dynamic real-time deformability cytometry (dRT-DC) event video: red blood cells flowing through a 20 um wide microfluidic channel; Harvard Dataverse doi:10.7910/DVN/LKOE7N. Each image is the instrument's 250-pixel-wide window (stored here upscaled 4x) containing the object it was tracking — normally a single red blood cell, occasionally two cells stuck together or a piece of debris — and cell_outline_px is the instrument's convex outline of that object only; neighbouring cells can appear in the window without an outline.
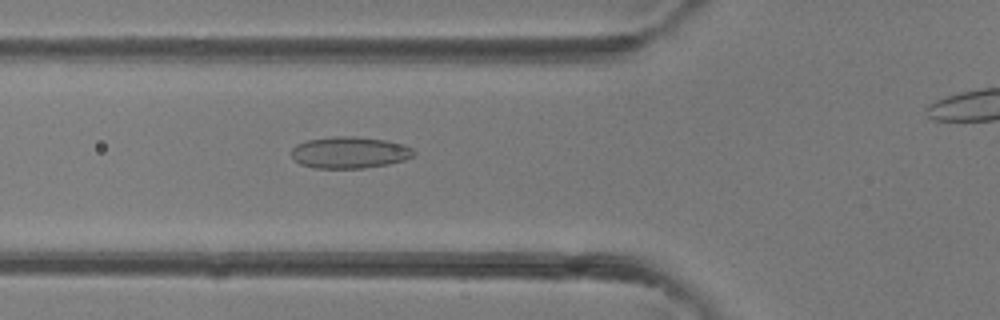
{"species": "common noctule bat (a hibernating species)", "species_latin": "Nyctalus noctula", "temperature_condition": "room temperature", "stored_images_in_passage": 25, "camera_frame_rate_fps": 3000, "um_per_image_px": 0.085, "animal": {"sex": "female"}, "frame": {"image": 1, "passage_image": 4, "time_ms": 1.0, "image_size_px": [1000, 320], "cell_outline_px": [[416, 152], [412, 156], [404, 160], [388, 164], [364, 168], [312, 168], [300, 164], [292, 156], [292, 148], [296, 144], [308, 140], [332, 136], [356, 136], [384, 140], [404, 144], [412, 148]], "centroid_in_image_um": [29.71, 12.96], "position_along_channel_um": 96.1, "area_um2": 22.6}}
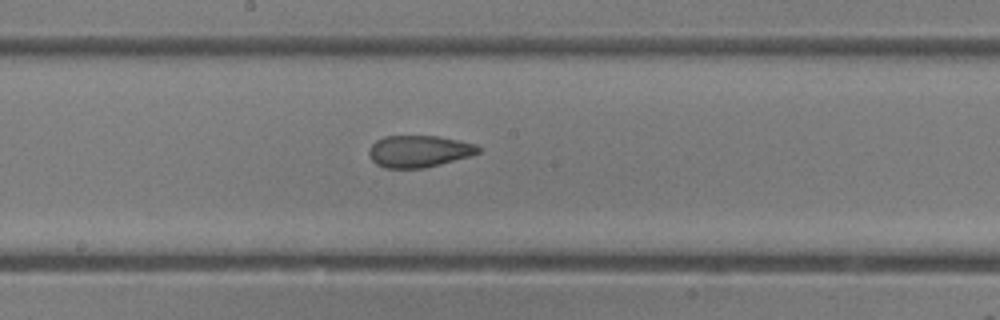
{"frame": {"image": 2, "passage_image": 11, "time_ms": 3.333, "image_size_px": [1000, 320], "cell_outline_px": [[480, 152], [468, 156], [440, 164], [424, 168], [384, 168], [376, 164], [368, 156], [368, 148], [376, 140], [384, 136], [436, 136], [476, 144], [480, 148]], "centroid_in_image_um": [35.55, 12.86], "position_along_channel_um": 212.7, "area_um2": 20.23}}
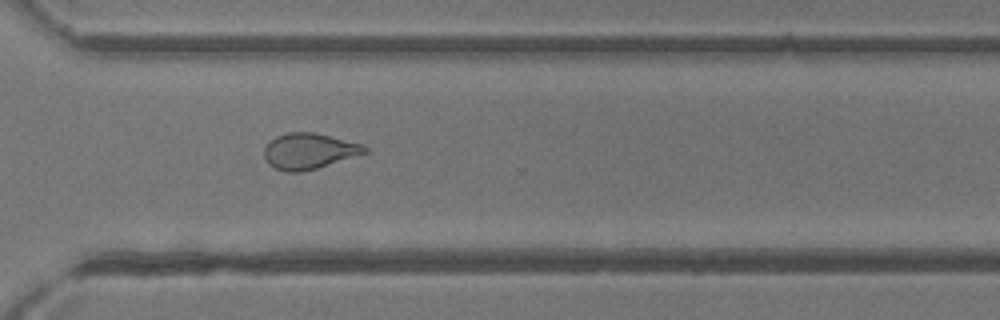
{"frame": {"image": 3, "passage_image": 19, "time_ms": 6.0, "image_size_px": [1000, 320], "cell_outline_px": [[368, 152], [316, 168], [300, 172], [284, 172], [268, 164], [264, 156], [264, 148], [268, 140], [276, 136], [288, 132], [312, 132], [364, 144], [368, 148]], "centroid_in_image_um": [26.23, 12.83], "position_along_channel_um": 344.4, "area_um2": 20.98}}